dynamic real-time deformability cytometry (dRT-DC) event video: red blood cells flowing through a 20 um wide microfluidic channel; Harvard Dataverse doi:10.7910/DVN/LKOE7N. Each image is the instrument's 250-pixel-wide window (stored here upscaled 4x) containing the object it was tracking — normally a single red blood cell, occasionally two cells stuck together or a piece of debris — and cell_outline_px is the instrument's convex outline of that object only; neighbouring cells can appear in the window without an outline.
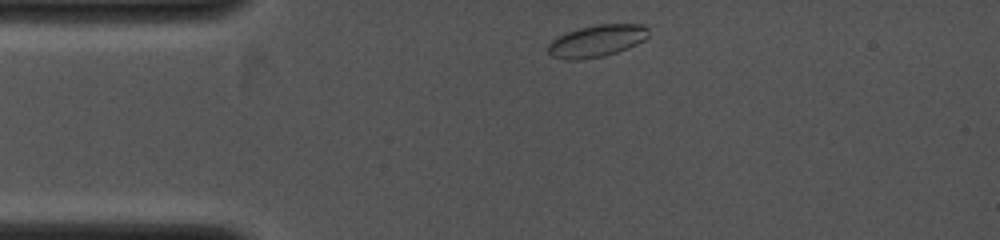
{"species": "common noctule bat (a hibernating species)", "species_latin": "Nyctalus noctula", "temperature_condition": "cold", "stored_images_in_passage": 6, "camera_frame_rate_fps": 4000, "um_per_image_px": 0.085, "animal": {"sex": "female", "body_mass_g": 19.0, "forearm_length_mm": 53.3}, "frame": {"image": 1, "passage_image": 1, "time_ms": 0.0, "image_size_px": [1000, 240], "cell_outline_px": [[648, 36], [644, 40], [628, 48], [604, 56], [580, 60], [564, 60], [552, 56], [548, 52], [548, 44], [556, 36], [580, 28], [596, 24], [640, 24], [648, 28]], "centroid_in_image_um": [50.7, 3.48], "position_along_channel_um": 34.3, "area_um2": 18.79}}
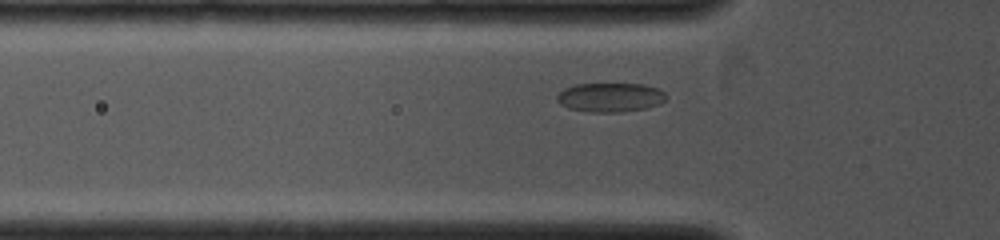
{"frame": {"image": 2, "passage_image": 5, "time_ms": 1.5, "image_size_px": [1000, 240], "cell_outline_px": [[668, 96], [660, 104], [648, 108], [624, 112], [588, 112], [568, 108], [560, 104], [556, 100], [556, 96], [564, 88], [576, 84], [644, 84], [660, 88]], "centroid_in_image_um": [51.9, 8.28], "position_along_channel_um": 73.9, "area_um2": 18.84}}